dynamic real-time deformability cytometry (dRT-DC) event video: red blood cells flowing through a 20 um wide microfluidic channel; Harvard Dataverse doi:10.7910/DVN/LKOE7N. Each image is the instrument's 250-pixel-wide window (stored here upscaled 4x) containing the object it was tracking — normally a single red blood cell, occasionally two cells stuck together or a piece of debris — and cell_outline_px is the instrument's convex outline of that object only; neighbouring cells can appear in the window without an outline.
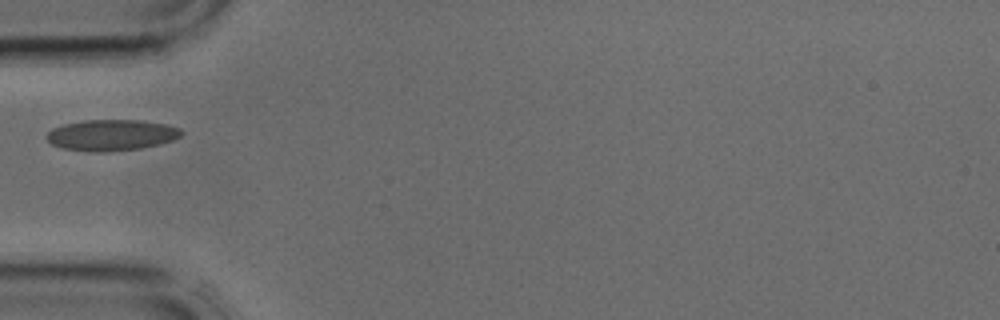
{"species": "common noctule bat (a hibernating species)", "species_latin": "Nyctalus noctula", "temperature_condition": "cold", "stored_images_in_passage": 3, "camera_frame_rate_fps": 3000, "um_per_image_px": 0.085, "animal": {"sex": "male", "body_mass_g": 17.9, "forearm_length_mm": 54.2}, "frame": {"image": 1, "passage_image": 3, "time_ms": 0.667, "image_size_px": [1000, 320], "cell_outline_px": [[184, 132], [180, 136], [172, 140], [160, 144], [140, 148], [108, 152], [88, 152], [60, 148], [52, 144], [44, 136], [52, 128], [64, 124], [84, 120], [140, 120], [168, 124], [180, 128]], "centroid_in_image_um": [9.46, 11.48], "position_along_channel_um": 75.5, "area_um2": 24.68}}